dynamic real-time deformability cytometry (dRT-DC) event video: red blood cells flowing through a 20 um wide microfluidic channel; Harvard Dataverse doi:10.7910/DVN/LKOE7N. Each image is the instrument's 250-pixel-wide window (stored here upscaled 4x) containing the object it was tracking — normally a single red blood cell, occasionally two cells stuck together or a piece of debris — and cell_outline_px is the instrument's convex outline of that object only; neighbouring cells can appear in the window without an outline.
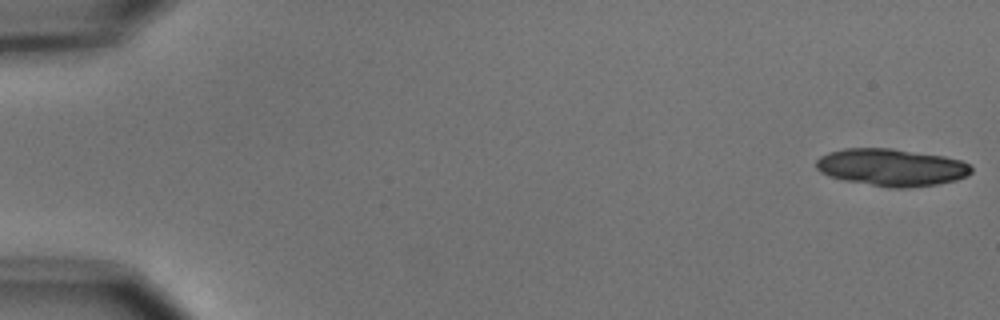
{"species": "common noctule bat (a hibernating species)", "species_latin": "Nyctalus noctula", "temperature_condition": "cold", "stored_images_in_passage": 7, "camera_frame_rate_fps": 3000, "um_per_image_px": 0.085, "animal": {"sex": "male", "body_mass_g": 15.6}, "frame": {"image": 1, "passage_image": 1, "time_ms": 0.0, "image_size_px": [1000, 320], "cell_outline_px": [[972, 172], [968, 176], [956, 180], [936, 184], [908, 188], [888, 188], [844, 180], [820, 172], [816, 168], [816, 160], [820, 156], [828, 152], [844, 148], [892, 148], [944, 156], [960, 160], [968, 164], [972, 168]], "centroid_in_image_um": [75.77, 14.22], "position_along_channel_um": 9.2, "area_um2": 33.81}}
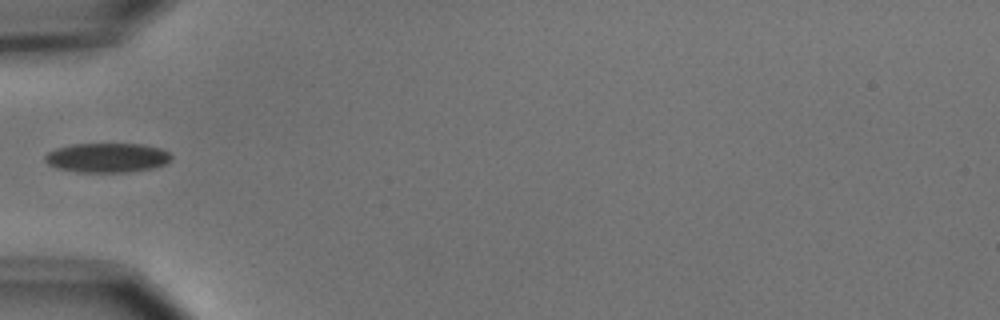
{"frame": {"image": 2, "passage_image": 6, "time_ms": 6.0, "image_size_px": [1000, 320], "cell_outline_px": [[172, 160], [164, 164], [152, 168], [128, 172], [76, 172], [56, 168], [48, 164], [44, 160], [44, 156], [48, 152], [56, 148], [72, 144], [140, 144], [160, 148], [168, 152], [172, 156]], "centroid_in_image_um": [9.08, 13.41], "position_along_channel_um": 75.9, "area_um2": 21.73}}
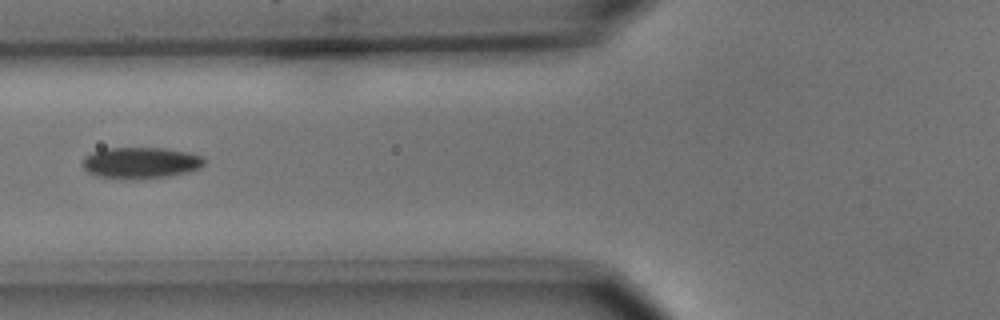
{"frame": {"image": 3, "passage_image": 7, "time_ms": 7.0, "image_size_px": [1000, 320], "cell_outline_px": [[204, 164], [200, 168], [188, 172], [168, 176], [136, 180], [132, 180], [96, 176], [88, 172], [80, 164], [84, 156], [92, 152], [104, 148], [164, 148], [188, 152], [204, 156]], "centroid_in_image_um": [11.93, 13.84], "position_along_channel_um": 113.9, "area_um2": 22.6}}